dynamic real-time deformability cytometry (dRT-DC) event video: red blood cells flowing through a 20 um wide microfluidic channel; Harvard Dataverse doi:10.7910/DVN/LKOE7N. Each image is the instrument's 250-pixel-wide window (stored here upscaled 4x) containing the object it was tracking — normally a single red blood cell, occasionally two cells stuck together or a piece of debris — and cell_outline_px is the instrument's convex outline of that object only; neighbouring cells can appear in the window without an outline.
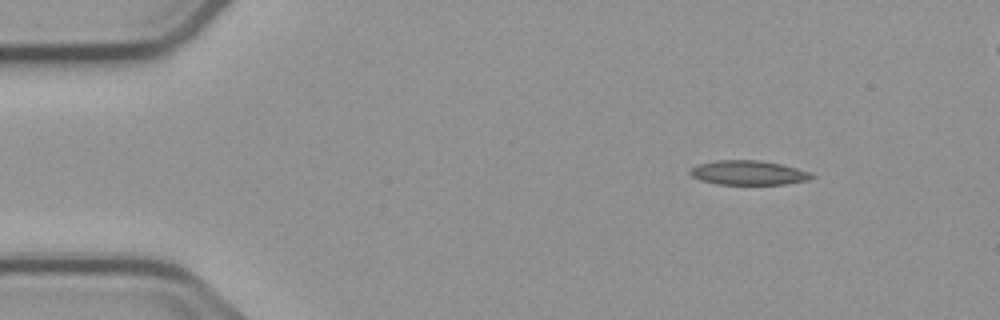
{"species": "common noctule bat (a hibernating species)", "species_latin": "Nyctalus noctula", "temperature_condition": "cold", "stored_images_in_passage": 9, "camera_frame_rate_fps": 3000, "um_per_image_px": 0.085, "animal": {"sex": "male", "body_mass_g": 23.1, "forearm_length_mm": 52.7}, "frame": {"image": 1, "passage_image": 1, "time_ms": 0.0, "image_size_px": [1000, 320], "cell_outline_px": [[816, 176], [812, 180], [788, 184], [716, 184], [700, 180], [692, 176], [688, 172], [696, 164], [716, 160], [760, 160], [780, 164], [812, 172]], "centroid_in_image_um": [63.65, 14.68], "position_along_channel_um": 21.4, "area_um2": 17.51}}
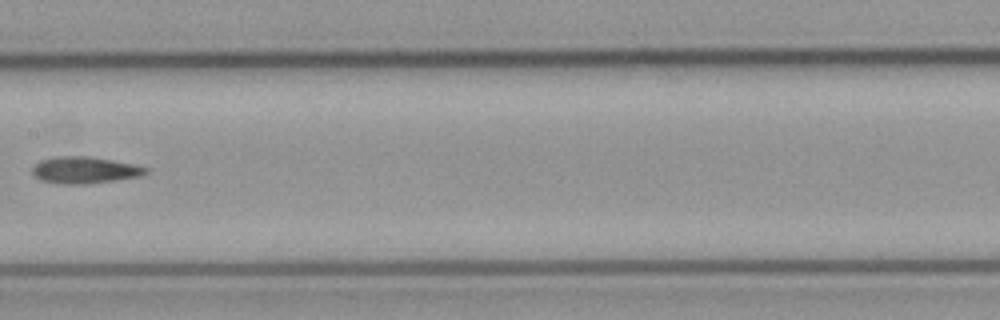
{"frame": {"image": 2, "passage_image": 6, "time_ms": 7.0, "image_size_px": [1000, 320], "cell_outline_px": [[148, 172], [140, 176], [112, 180], [76, 184], [68, 184], [40, 180], [32, 172], [32, 168], [40, 160], [56, 156], [88, 156], [112, 160], [132, 164], [148, 168]], "centroid_in_image_um": [7.17, 14.44], "position_along_channel_um": 200.2, "area_um2": 17.22}}
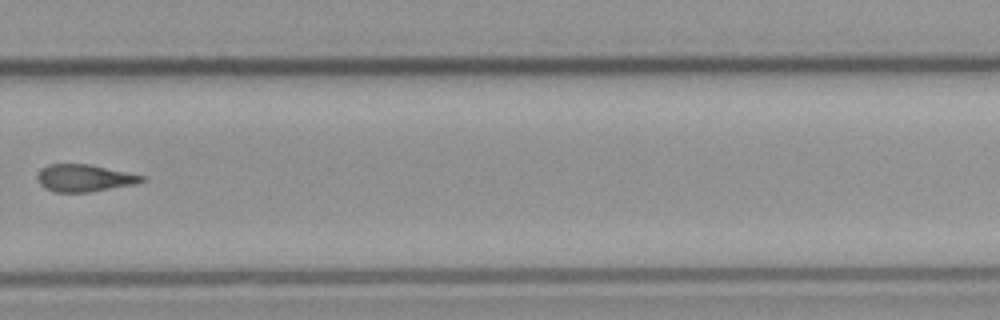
{"frame": {"image": 3, "passage_image": 9, "time_ms": 10.333, "image_size_px": [1000, 320], "cell_outline_px": [[144, 180], [132, 184], [88, 192], [52, 192], [44, 188], [40, 184], [40, 168], [48, 164], [88, 164], [128, 172], [144, 176]], "centroid_in_image_um": [7.13, 15.13], "position_along_channel_um": 322.7, "area_um2": 16.18}}